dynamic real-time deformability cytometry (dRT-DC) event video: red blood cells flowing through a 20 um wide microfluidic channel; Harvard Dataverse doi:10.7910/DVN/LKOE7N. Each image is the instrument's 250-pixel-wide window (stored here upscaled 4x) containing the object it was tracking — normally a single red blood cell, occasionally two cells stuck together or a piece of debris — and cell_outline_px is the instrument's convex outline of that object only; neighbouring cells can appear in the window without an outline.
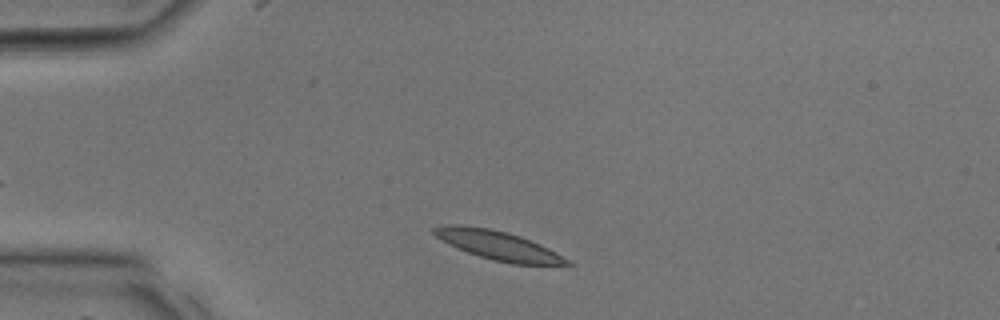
{"species": "common noctule bat (a hibernating species)", "species_latin": "Nyctalus noctula", "temperature_condition": "room temperature", "stored_images_in_passage": 24, "camera_frame_rate_fps": 3000, "um_per_image_px": 0.085, "animal": {"sex": "male", "body_mass_g": 17.9, "forearm_length_mm": 54.2}, "frame": {"image": 1, "passage_image": 2, "time_ms": 0.333, "image_size_px": [1000, 320], "cell_outline_px": [[576, 264], [512, 264], [492, 260], [456, 248], [436, 236], [432, 232], [432, 228], [440, 224], [456, 224], [488, 228], [508, 232], [520, 236], [540, 244], [548, 248]], "centroid_in_image_um": [42.29, 20.84], "position_along_channel_um": 42.7, "area_um2": 22.31}}
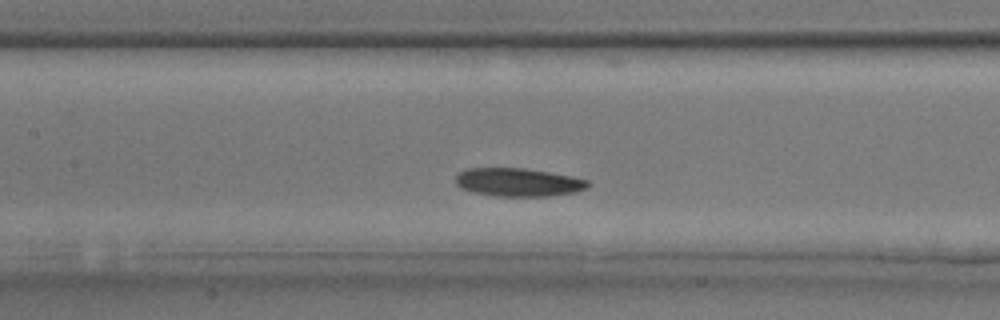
{"frame": {"image": 2, "passage_image": 10, "time_ms": 3.0, "image_size_px": [1000, 320], "cell_outline_px": [[588, 188], [576, 192], [548, 196], [496, 196], [472, 192], [460, 188], [456, 184], [456, 176], [460, 172], [468, 168], [524, 168], [572, 176], [588, 180]], "centroid_in_image_um": [44.04, 15.49], "position_along_channel_um": 163.4, "area_um2": 21.79}}
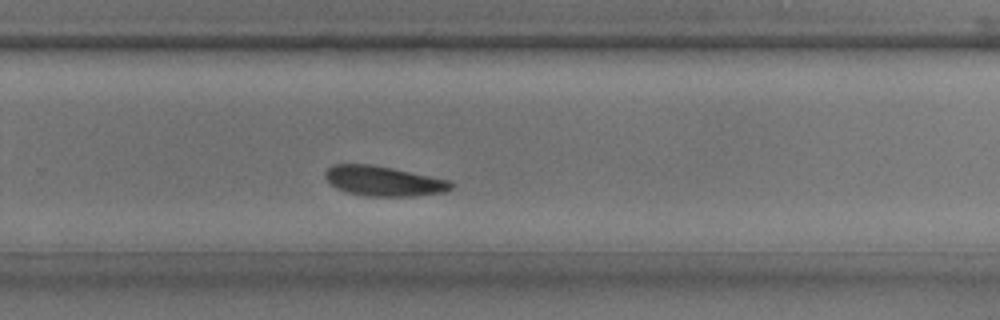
{"frame": {"image": 3, "passage_image": 17, "time_ms": 5.333, "image_size_px": [1000, 320], "cell_outline_px": [[456, 184], [452, 188], [444, 192], [412, 196], [364, 196], [348, 192], [336, 188], [324, 176], [324, 172], [332, 164], [368, 164], [392, 168], [452, 180]], "centroid_in_image_um": [32.64, 15.38], "position_along_channel_um": 297.2, "area_um2": 22.02}}